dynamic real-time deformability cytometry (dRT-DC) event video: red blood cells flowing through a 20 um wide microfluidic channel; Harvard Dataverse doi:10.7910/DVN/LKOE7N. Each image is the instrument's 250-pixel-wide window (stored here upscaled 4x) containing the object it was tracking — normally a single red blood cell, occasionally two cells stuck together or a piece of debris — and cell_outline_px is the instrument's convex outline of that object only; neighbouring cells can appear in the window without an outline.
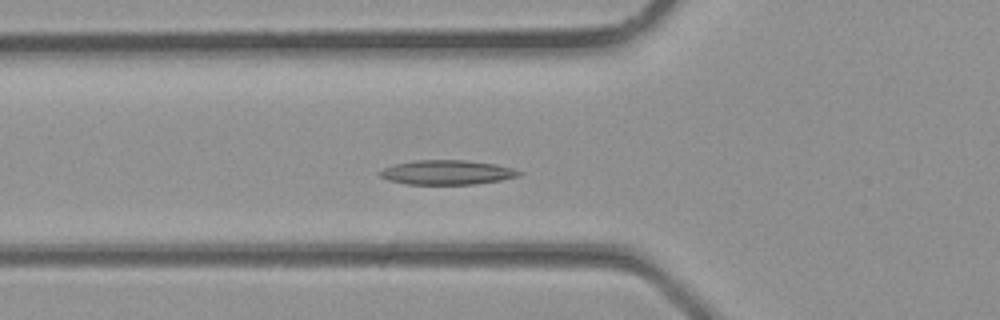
{"species": "common noctule bat (a hibernating species)", "species_latin": "Nyctalus noctula", "temperature_condition": "room temperature", "stored_images_in_passage": 30, "camera_frame_rate_fps": 3000, "um_per_image_px": 0.085, "animal": {"sex": "male", "body_mass_g": 23.1, "forearm_length_mm": 52.7}, "frame": {"image": 1, "passage_image": 11, "time_ms": 3.333, "image_size_px": [1000, 320], "cell_outline_px": [[524, 172], [520, 176], [500, 180], [476, 184], [404, 184], [388, 180], [380, 176], [376, 172], [392, 164], [416, 160], [468, 160], [496, 164], [512, 168]], "centroid_in_image_um": [37.98, 14.65], "position_along_channel_um": 87.8, "area_um2": 20.06}}
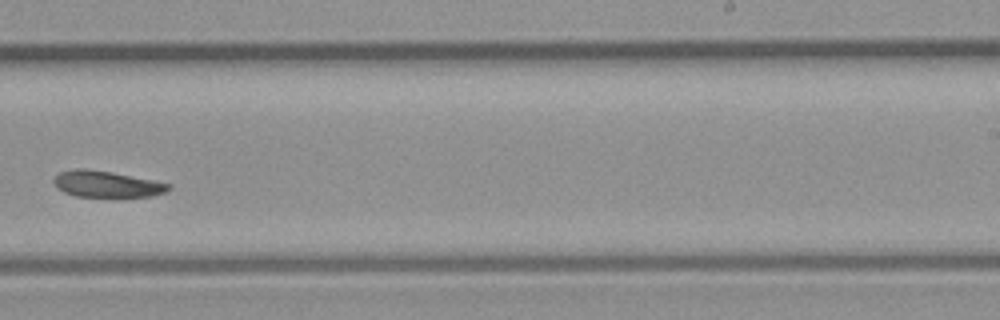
{"frame": {"image": 2, "passage_image": 21, "time_ms": 6.667, "image_size_px": [1000, 320], "cell_outline_px": [[172, 188], [164, 192], [152, 196], [116, 200], [76, 196], [64, 192], [56, 188], [52, 180], [60, 172], [76, 168], [84, 168], [112, 172], [172, 184]], "centroid_in_image_um": [9.09, 15.7], "position_along_channel_um": 279.9, "area_um2": 18.55}}
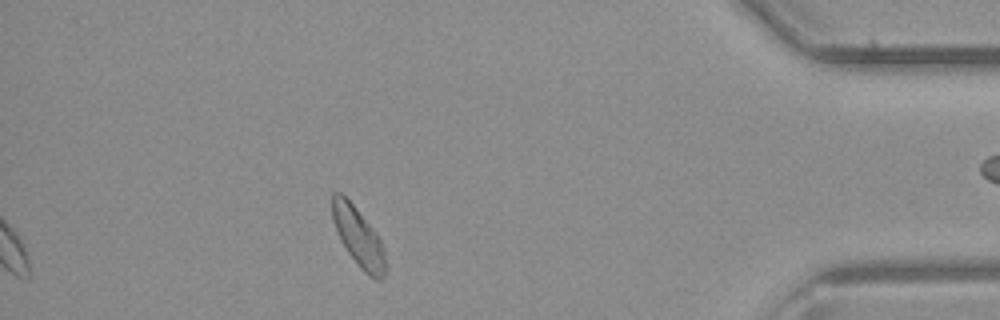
{"frame": {"image": 3, "passage_image": 30, "time_ms": 9.667, "image_size_px": [1000, 320], "cell_outline_px": [[388, 268], [384, 276], [380, 280], [376, 280], [368, 276], [360, 268], [348, 252], [340, 240], [332, 220], [332, 192], [340, 192], [356, 208], [380, 240], [384, 248], [388, 264]], "centroid_in_image_um": [30.49, 20.21], "position_along_channel_um": 404.7, "area_um2": 18.32}}